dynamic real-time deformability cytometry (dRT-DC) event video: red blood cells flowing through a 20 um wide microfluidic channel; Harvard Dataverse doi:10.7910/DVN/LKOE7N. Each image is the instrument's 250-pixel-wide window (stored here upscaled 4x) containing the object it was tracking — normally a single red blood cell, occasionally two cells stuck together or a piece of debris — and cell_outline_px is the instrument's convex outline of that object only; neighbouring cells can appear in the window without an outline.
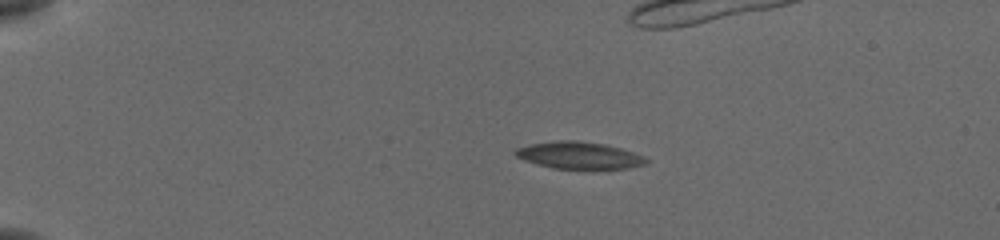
{"species": "common noctule bat (a hibernating species)", "species_latin": "Nyctalus noctula", "temperature_condition": "cold", "stored_images_in_passage": 46, "camera_frame_rate_fps": 3000, "um_per_image_px": 0.085, "animal": {"sex": "female", "body_mass_g": 19.5, "forearm_length_mm": 54.1}, "frame": {"image": 1, "passage_image": 1, "time_ms": 0.0, "image_size_px": [1000, 240], "cell_outline_px": [[648, 160], [644, 164], [628, 168], [552, 168], [524, 160], [516, 156], [512, 152], [516, 148], [532, 144], [556, 140], [576, 140], [604, 144], [620, 148], [644, 156]], "centroid_in_image_um": [49.19, 13.19], "position_along_channel_um": 35.8, "area_um2": 20.29}}
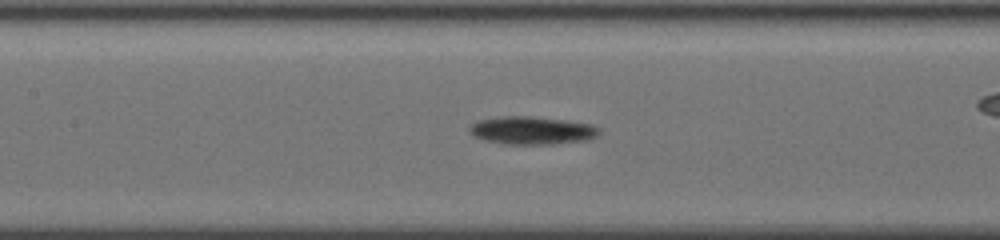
{"frame": {"image": 2, "passage_image": 17, "time_ms": 5.333, "image_size_px": [1000, 240], "cell_outline_px": [[600, 132], [596, 136], [588, 140], [552, 144], [504, 144], [484, 140], [476, 136], [468, 128], [472, 124], [480, 120], [504, 116], [532, 116], [564, 120], [592, 124], [600, 128]], "centroid_in_image_um": [45.26, 11.09], "position_along_channel_um": 162.1, "area_um2": 20.98}}
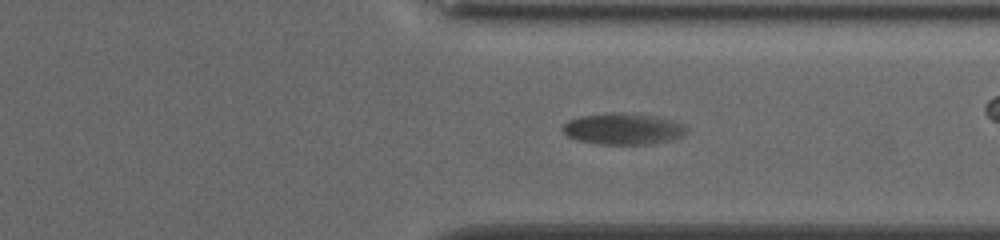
{"frame": {"image": 3, "passage_image": 33, "time_ms": 10.667, "image_size_px": [1000, 240], "cell_outline_px": [[688, 132], [684, 136], [672, 140], [648, 144], [600, 144], [576, 140], [568, 136], [564, 132], [564, 124], [568, 120], [580, 116], [648, 116], [672, 120], [688, 128]], "centroid_in_image_um": [53.0, 11.03], "position_along_channel_um": 358.4, "area_um2": 21.33}, "authors_computed_cell_mechanics": {"area_um2": 20.8658, "velocity_mm_per_s": 3.6871, "shape_relaxation_time_tau1_ms": 2.5813, "shape_relaxation_time_tau2_ms": null, "deformation_change_tau1": 0.0741, "deformation_change_tau2": null}}